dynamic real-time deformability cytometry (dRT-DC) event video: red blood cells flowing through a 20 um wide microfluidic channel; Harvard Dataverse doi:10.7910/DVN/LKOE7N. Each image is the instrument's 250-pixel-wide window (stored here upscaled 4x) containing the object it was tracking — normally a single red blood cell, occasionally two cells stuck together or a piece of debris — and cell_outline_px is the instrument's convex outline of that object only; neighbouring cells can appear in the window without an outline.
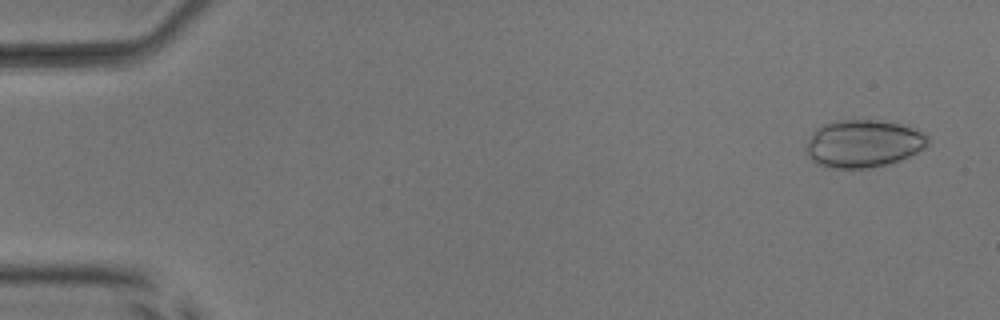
{"species": "common noctule bat (a hibernating species)", "species_latin": "Nyctalus noctula", "temperature_condition": "room temperature", "stored_images_in_passage": 52, "camera_frame_rate_fps": 3000, "um_per_image_px": 0.085, "animal": {"sex": "male", "body_mass_g": 17.9, "forearm_length_mm": 54.2}, "frame": {"image": 1, "passage_image": 3, "time_ms": 0.667, "image_size_px": [1000, 320], "cell_outline_px": [[928, 144], [924, 148], [900, 160], [888, 164], [872, 168], [832, 168], [820, 164], [812, 160], [808, 156], [804, 148], [812, 132], [816, 128], [824, 124], [836, 120], [876, 120], [900, 124], [924, 132], [928, 136]], "centroid_in_image_um": [73.36, 12.2], "position_along_channel_um": 11.6, "area_um2": 33.81}}
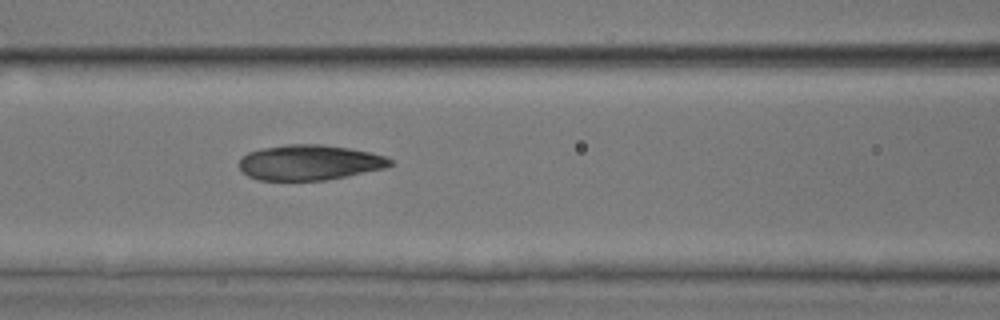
{"frame": {"image": 2, "passage_image": 23, "time_ms": 7.333, "image_size_px": [1000, 320], "cell_outline_px": [[392, 164], [388, 168], [348, 176], [324, 180], [260, 180], [248, 176], [240, 168], [240, 160], [248, 152], [260, 148], [288, 144], [320, 144], [348, 148], [372, 152], [384, 156], [392, 160]], "centroid_in_image_um": [26.34, 13.81], "position_along_channel_um": 140.3, "area_um2": 31.1}}
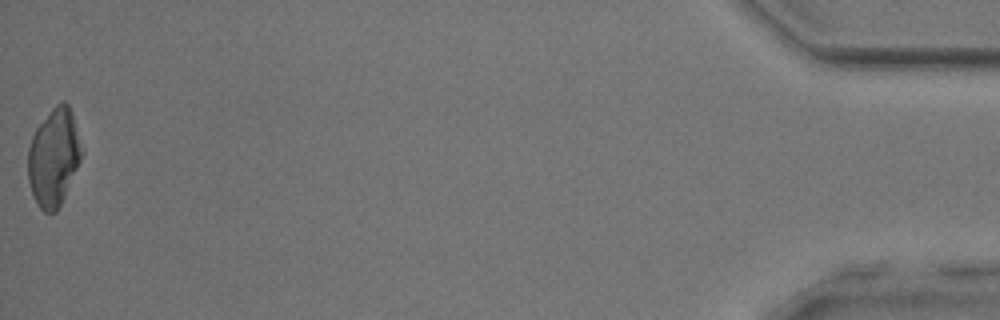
{"frame": {"image": 3, "passage_image": 52, "time_ms": 17.0, "image_size_px": [1000, 320], "cell_outline_px": [[84, 152], [64, 196], [56, 212], [44, 212], [36, 204], [28, 180], [28, 148], [32, 136], [36, 128], [52, 108], [56, 104], [64, 100], [68, 104]], "centroid_in_image_um": [4.56, 13.37], "position_along_channel_um": 430.6, "area_um2": 30.17}}